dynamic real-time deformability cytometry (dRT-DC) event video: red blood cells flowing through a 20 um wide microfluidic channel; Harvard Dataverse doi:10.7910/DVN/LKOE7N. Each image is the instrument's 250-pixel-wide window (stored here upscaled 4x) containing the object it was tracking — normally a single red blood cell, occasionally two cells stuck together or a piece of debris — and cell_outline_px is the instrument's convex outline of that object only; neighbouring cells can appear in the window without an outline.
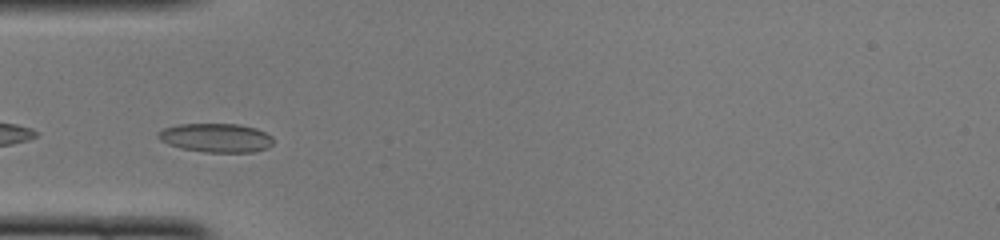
{"species": "common noctule bat (a hibernating species)", "species_latin": "Nyctalus noctula", "temperature_condition": "cold", "stored_images_in_passage": 42, "camera_frame_rate_fps": 3000, "um_per_image_px": 0.085, "animal": {"sex": "female", "body_mass_g": 22.0, "forearm_length_mm": 56.7}, "frame": {"image": 1, "passage_image": 8, "time_ms": 2.333, "image_size_px": [1000, 240], "cell_outline_px": [[272, 144], [268, 148], [256, 152], [204, 152], [180, 148], [168, 144], [160, 140], [156, 136], [156, 132], [164, 128], [180, 124], [240, 124], [256, 128], [272, 136]], "centroid_in_image_um": [18.35, 11.71], "position_along_channel_um": 66.7, "area_um2": 19.54}}
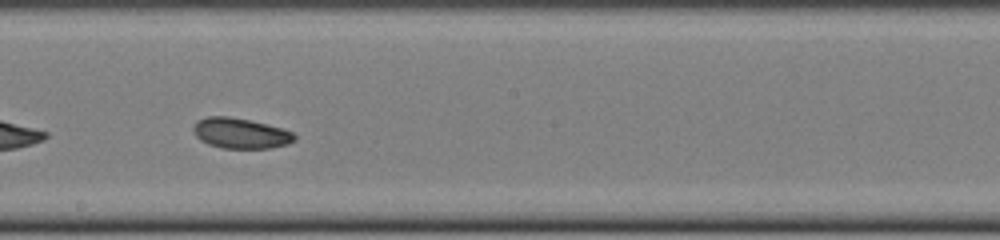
{"frame": {"image": 2, "passage_image": 20, "time_ms": 6.333, "image_size_px": [1000, 240], "cell_outline_px": [[296, 140], [288, 144], [272, 148], [220, 148], [208, 144], [200, 140], [196, 136], [192, 128], [196, 120], [208, 116], [228, 116], [248, 120], [284, 128], [292, 132], [296, 136]], "centroid_in_image_um": [20.44, 11.33], "position_along_channel_um": 227.8, "area_um2": 18.09}}
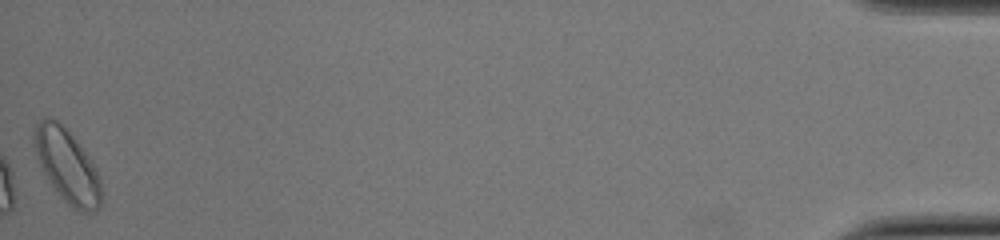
{"frame": {"image": 3, "passage_image": 42, "time_ms": 13.667, "image_size_px": [1000, 240], "cell_outline_px": [[100, 208], [96, 212], [80, 212], [72, 208], [64, 200], [52, 184], [44, 172], [40, 164], [32, 144], [32, 136], [36, 124], [40, 120], [48, 116], [56, 120], [72, 136], [88, 156], [96, 168], [100, 180]], "centroid_in_image_um": [5.69, 14.1], "position_along_channel_um": 429.5, "area_um2": 28.21}, "authors_computed_cell_mechanics": {"area_um2": 18.7561, "velocity_mm_per_s": 4.0437, "shape_relaxation_time_tau1_ms": 6.8726, "shape_relaxation_time_tau2_ms": 2.5963, "deformation_change_tau1": 0.092, "deformation_change_tau2": 0.0566}}